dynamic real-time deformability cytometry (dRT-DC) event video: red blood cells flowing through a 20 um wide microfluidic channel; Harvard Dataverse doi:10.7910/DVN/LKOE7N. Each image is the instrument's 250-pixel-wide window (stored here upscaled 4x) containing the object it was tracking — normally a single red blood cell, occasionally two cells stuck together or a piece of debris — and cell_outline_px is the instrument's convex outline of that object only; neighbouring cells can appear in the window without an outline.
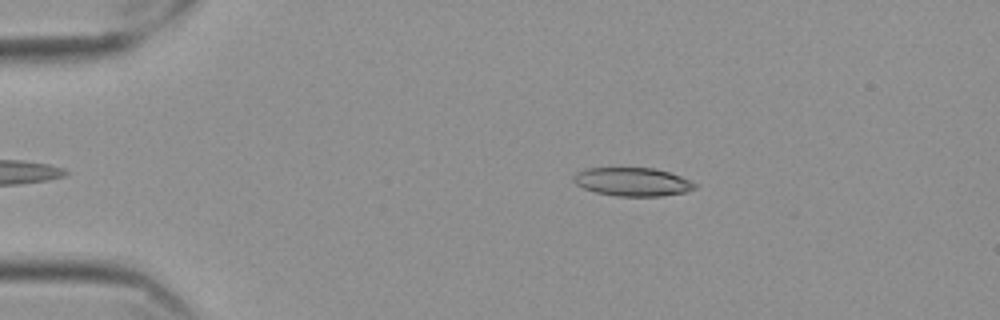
{"species": "Egyptian fruit bat (a non-hibernating species)", "species_latin": "Rousettus aegyptiacus", "temperature_condition": "cold", "stored_images_in_passage": 43, "camera_frame_rate_fps": 3000, "um_per_image_px": 0.085, "frame": {"image": 1, "passage_image": 5, "time_ms": 1.333, "image_size_px": [1000, 320], "cell_outline_px": [[696, 188], [684, 192], [660, 196], [616, 196], [596, 192], [584, 188], [576, 184], [576, 172], [584, 168], [652, 168], [668, 172], [680, 176], [696, 184]], "centroid_in_image_um": [53.76, 15.45], "position_along_channel_um": 31.2, "area_um2": 19.77}}
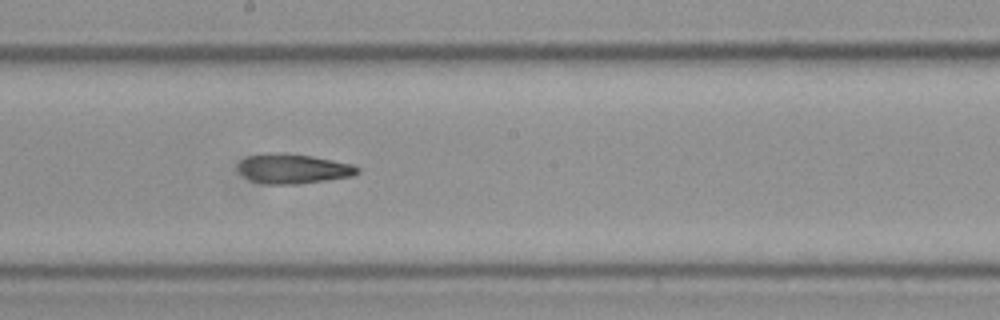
{"frame": {"image": 2, "passage_image": 26, "time_ms": 8.333, "image_size_px": [1000, 320], "cell_outline_px": [[360, 172], [352, 176], [328, 180], [296, 184], [268, 184], [252, 180], [244, 176], [240, 172], [240, 160], [248, 156], [268, 152], [284, 152], [312, 156], [352, 164], [360, 168]], "centroid_in_image_um": [24.95, 14.33], "position_along_channel_um": 223.3, "area_um2": 20.63}}
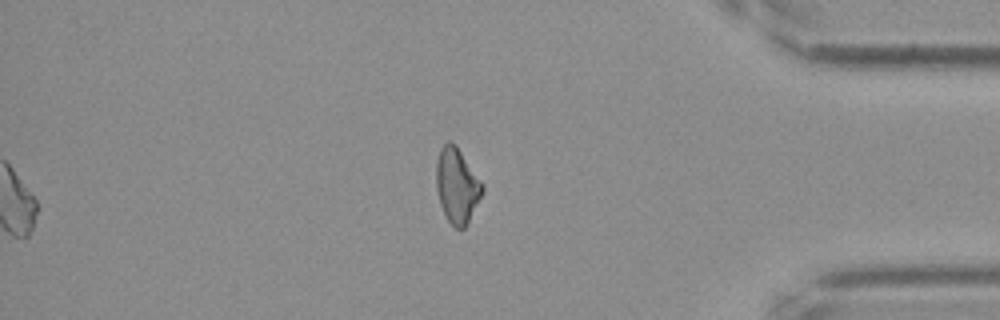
{"frame": {"image": 3, "passage_image": 43, "time_ms": 14.0, "image_size_px": [1000, 320], "cell_outline_px": [[484, 188], [464, 228], [456, 228], [448, 220], [440, 204], [436, 188], [436, 160], [440, 148], [448, 140], [456, 144], [484, 184]], "centroid_in_image_um": [38.82, 15.7], "position_along_channel_um": 396.4, "area_um2": 19.94}, "authors_computed_cell_mechanics": {"area_um2": 20.519, "velocity_mm_per_s": 3.5349, "shape_relaxation_time_tau1_ms": null, "shape_relaxation_time_tau2_ms": 6.4358, "deformation_change_tau1": null, "deformation_change_tau2": 0.1519}}